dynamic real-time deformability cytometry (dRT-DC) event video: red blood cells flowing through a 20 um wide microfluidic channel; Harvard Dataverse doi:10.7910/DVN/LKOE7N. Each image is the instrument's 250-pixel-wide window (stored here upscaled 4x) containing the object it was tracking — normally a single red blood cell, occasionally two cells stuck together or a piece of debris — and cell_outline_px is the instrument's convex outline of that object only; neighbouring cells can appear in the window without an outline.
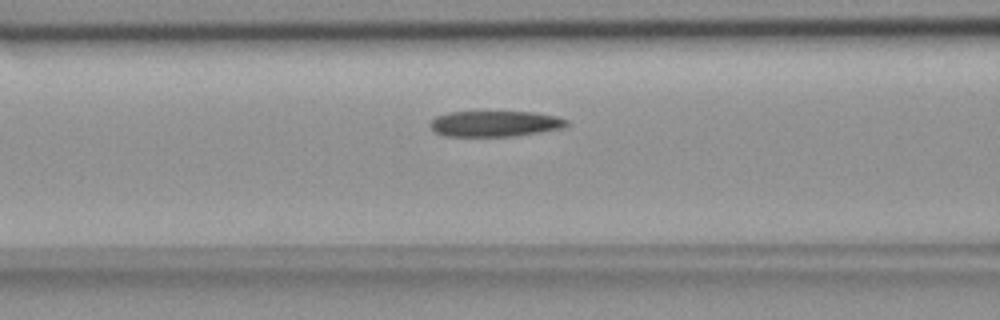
{"species": "common noctule bat (a hibernating species)", "species_latin": "Nyctalus noctula", "temperature_condition": "room temperature", "stored_images_in_passage": 37, "camera_frame_rate_fps": 3000, "um_per_image_px": 0.085, "animal": {"sex": "female", "body_mass_g": 18.4}, "frame": {"image": 1, "passage_image": 5, "time_ms": 1.333, "image_size_px": [1000, 320], "cell_outline_px": [[568, 124], [564, 128], [516, 136], [444, 136], [436, 132], [428, 124], [436, 116], [448, 112], [532, 112], [556, 116], [568, 120]], "centroid_in_image_um": [42.08, 10.52], "position_along_channel_um": 124.5, "area_um2": 20.52}}
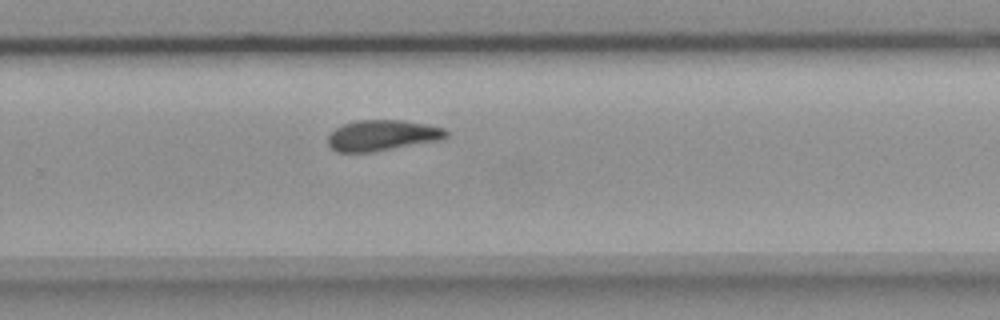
{"frame": {"image": 2, "passage_image": 19, "time_ms": 6.0, "image_size_px": [1000, 320], "cell_outline_px": [[448, 136], [444, 140], [372, 152], [336, 152], [328, 144], [328, 136], [336, 128], [344, 124], [356, 120], [404, 120], [428, 124], [444, 128], [448, 132]], "centroid_in_image_um": [32.55, 11.51], "position_along_channel_um": 297.3, "area_um2": 21.44}}
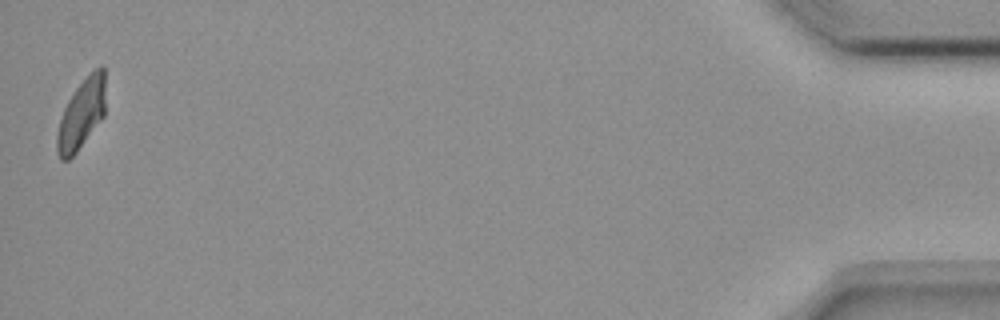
{"frame": {"image": 3, "passage_image": 37, "time_ms": 12.0, "image_size_px": [1000, 320], "cell_outline_px": [[104, 116], [76, 152], [68, 160], [60, 160], [56, 152], [56, 136], [60, 120], [64, 108], [68, 100], [76, 88], [100, 64], [104, 64]], "centroid_in_image_um": [6.9, 9.72], "position_along_channel_um": 428.3, "area_um2": 19.42}}